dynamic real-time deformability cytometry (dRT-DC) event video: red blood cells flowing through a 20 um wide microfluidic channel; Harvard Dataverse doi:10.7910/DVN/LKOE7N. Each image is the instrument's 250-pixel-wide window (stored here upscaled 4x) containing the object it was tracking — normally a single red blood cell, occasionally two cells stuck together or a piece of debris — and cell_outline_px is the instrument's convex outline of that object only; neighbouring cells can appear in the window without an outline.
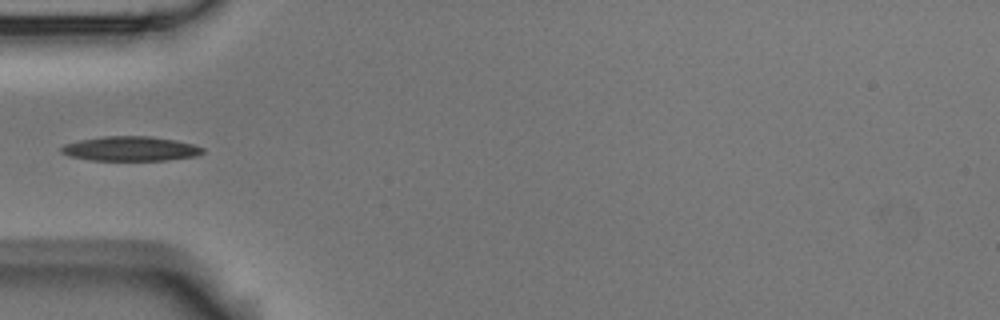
{"species": "Egyptian fruit bat (a non-hibernating species)", "species_latin": "Rousettus aegyptiacus", "temperature_condition": "room temperature", "stored_images_in_passage": 5, "camera_frame_rate_fps": 3000, "um_per_image_px": 0.085, "animal": {"sex": "male"}, "frame": {"image": 1, "passage_image": 5, "time_ms": 1.333, "image_size_px": [1000, 320], "cell_outline_px": [[204, 152], [196, 156], [168, 160], [92, 160], [68, 156], [60, 152], [60, 148], [64, 144], [80, 140], [104, 136], [148, 136], [176, 140], [192, 144], [204, 148]], "centroid_in_image_um": [11.08, 12.64], "position_along_channel_um": 73.9, "area_um2": 20.23}}